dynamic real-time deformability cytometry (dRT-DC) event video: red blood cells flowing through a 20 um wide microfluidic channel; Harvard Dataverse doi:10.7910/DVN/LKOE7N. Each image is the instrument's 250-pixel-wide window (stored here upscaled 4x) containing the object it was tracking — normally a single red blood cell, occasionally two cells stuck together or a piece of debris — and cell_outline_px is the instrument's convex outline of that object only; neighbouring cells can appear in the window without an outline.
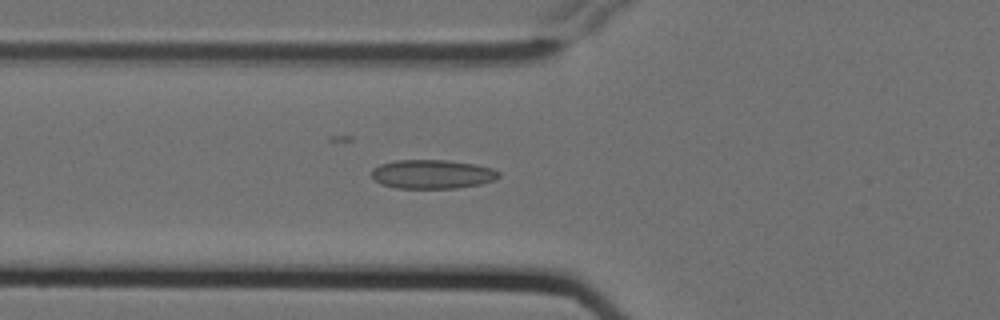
{"species": "Egyptian fruit bat (a non-hibernating species)", "species_latin": "Rousettus aegyptiacus", "temperature_condition": "cold", "stored_images_in_passage": 6, "camera_frame_rate_fps": 3000, "um_per_image_px": 0.085, "animal": {"sex": "female"}, "frame": {"image": 1, "passage_image": 6, "time_ms": 1.667, "image_size_px": [1000, 320], "cell_outline_px": [[500, 176], [496, 180], [480, 184], [456, 188], [396, 188], [380, 184], [372, 176], [372, 168], [380, 164], [396, 160], [444, 160], [472, 164], [492, 168], [500, 172]], "centroid_in_image_um": [36.74, 14.81], "position_along_channel_um": 89.1, "area_um2": 21.44}}